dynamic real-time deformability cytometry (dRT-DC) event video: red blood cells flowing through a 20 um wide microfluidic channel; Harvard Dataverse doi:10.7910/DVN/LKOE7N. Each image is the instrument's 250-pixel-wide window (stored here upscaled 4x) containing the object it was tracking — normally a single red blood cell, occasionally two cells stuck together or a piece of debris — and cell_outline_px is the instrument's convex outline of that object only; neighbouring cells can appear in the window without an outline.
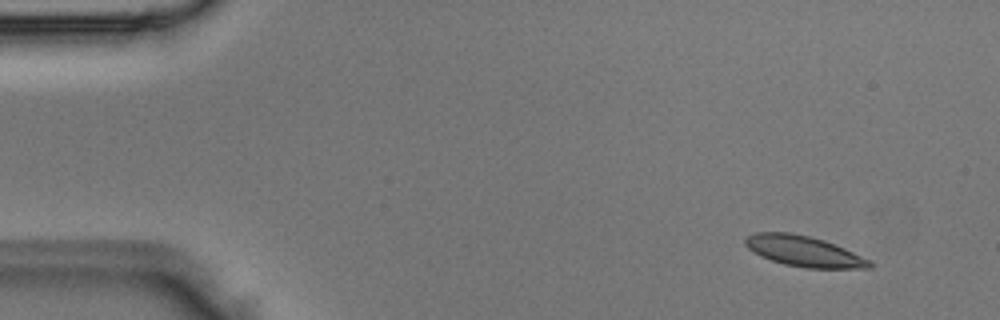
{"species": "Egyptian fruit bat (a non-hibernating species)", "species_latin": "Rousettus aegyptiacus", "temperature_condition": "room temperature", "stored_images_in_passage": 4, "camera_frame_rate_fps": 3000, "um_per_image_px": 0.085, "animal": {"sex": "male"}, "frame": {"image": 1, "passage_image": 1, "time_ms": 0.0, "image_size_px": [1000, 320], "cell_outline_px": [[876, 264], [872, 268], [804, 268], [784, 264], [760, 256], [748, 248], [744, 244], [744, 240], [748, 236], [756, 232], [788, 232], [808, 236], [824, 240], [844, 248], [872, 260]], "centroid_in_image_um": [68.37, 21.36], "position_along_channel_um": 16.6, "area_um2": 22.25}}